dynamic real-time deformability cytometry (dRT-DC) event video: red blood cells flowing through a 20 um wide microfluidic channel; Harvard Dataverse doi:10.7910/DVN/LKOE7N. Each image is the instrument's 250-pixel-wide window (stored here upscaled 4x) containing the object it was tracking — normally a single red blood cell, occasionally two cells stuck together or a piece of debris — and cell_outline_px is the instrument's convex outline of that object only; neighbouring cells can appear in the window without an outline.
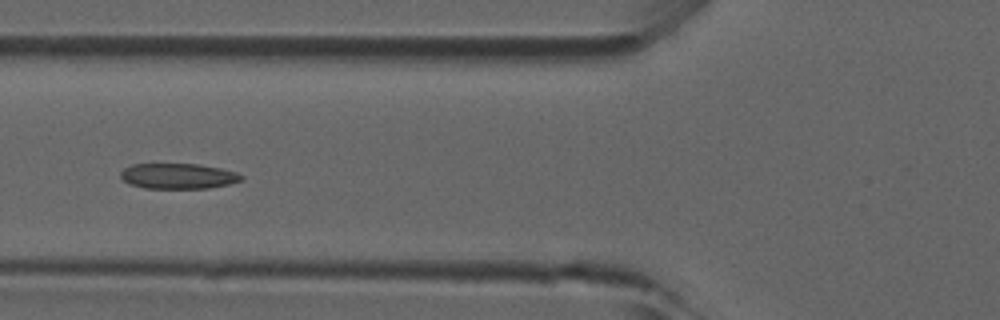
{"species": "common noctule bat (a hibernating species)", "species_latin": "Nyctalus noctula", "temperature_condition": "room temperature", "stored_images_in_passage": 30, "camera_frame_rate_fps": 3000, "um_per_image_px": 0.085, "animal": {"sex": "male", "forearm_length_mm": 52.5}, "frame": {"image": 1, "passage_image": 17, "time_ms": 5.333, "image_size_px": [1000, 320], "cell_outline_px": [[244, 180], [228, 184], [208, 188], [144, 188], [128, 184], [120, 176], [120, 172], [124, 168], [132, 164], [200, 164], [220, 168], [236, 172], [244, 176]], "centroid_in_image_um": [15.14, 14.96], "position_along_channel_um": 110.7, "area_um2": 17.98}}
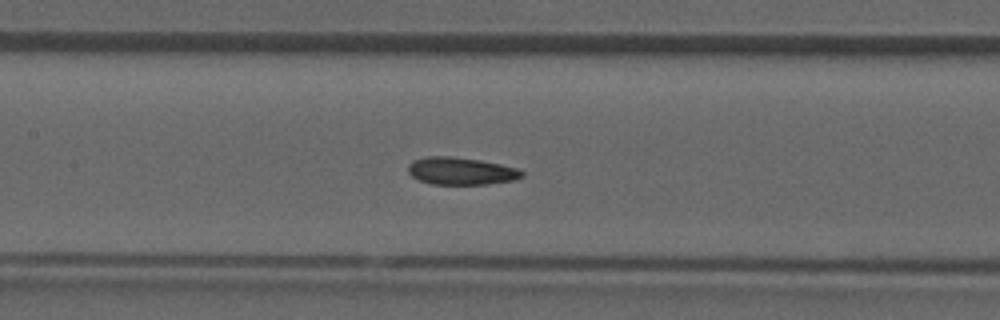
{"frame": {"image": 2, "passage_image": 21, "time_ms": 6.667, "image_size_px": [1000, 320], "cell_outline_px": [[524, 176], [512, 180], [488, 184], [432, 184], [420, 180], [412, 176], [408, 172], [408, 164], [412, 160], [428, 156], [448, 156], [480, 160], [500, 164], [516, 168], [524, 172]], "centroid_in_image_um": [39.16, 14.53], "position_along_channel_um": 168.2, "area_um2": 18.09}}